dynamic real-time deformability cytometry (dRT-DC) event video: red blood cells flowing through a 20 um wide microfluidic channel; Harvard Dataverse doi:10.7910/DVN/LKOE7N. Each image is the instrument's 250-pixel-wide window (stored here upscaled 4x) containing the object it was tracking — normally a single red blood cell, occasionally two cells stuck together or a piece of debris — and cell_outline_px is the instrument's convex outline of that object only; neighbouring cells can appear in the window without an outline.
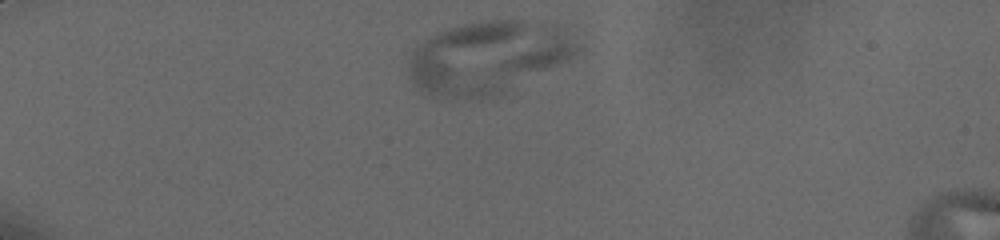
{"species": "human", "species_latin": "Homo sapiens", "temperature_condition": "cold", "stored_images_in_passage": 11, "camera_frame_rate_fps": 3000, "um_per_image_px": 0.085, "donor": {"sex": "male"}, "frame": {"image": 1, "passage_image": 1, "time_ms": 0.0, "image_size_px": [1000, 240], "cell_outline_px": [[584, 48], [572, 56], [492, 96], [480, 100], [436, 96], [420, 88], [416, 84], [408, 72], [408, 56], [420, 44], [432, 36], [440, 32], [464, 24], [488, 20], [516, 20], [556, 24]], "centroid_in_image_um": [41.45, 4.85], "position_along_channel_um": 43.6, "area_um2": 69.59}}